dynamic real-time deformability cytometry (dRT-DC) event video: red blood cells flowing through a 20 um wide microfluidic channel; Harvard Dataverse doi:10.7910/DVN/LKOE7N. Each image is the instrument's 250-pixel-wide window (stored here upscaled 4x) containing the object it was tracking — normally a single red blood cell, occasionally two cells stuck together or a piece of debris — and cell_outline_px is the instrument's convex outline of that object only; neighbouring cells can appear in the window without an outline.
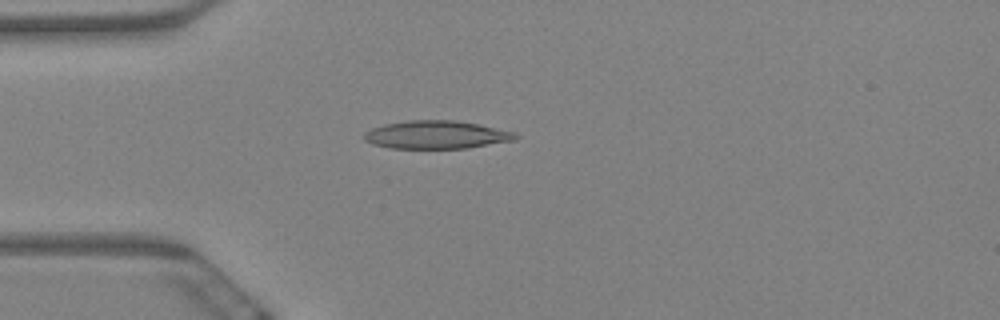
{"species": "Egyptian fruit bat (a non-hibernating species)", "species_latin": "Rousettus aegyptiacus", "temperature_condition": "warm", "stored_images_in_passage": 8, "camera_frame_rate_fps": 3000, "um_per_image_px": 0.085, "animal": {"sex": "female"}, "frame": {"image": 1, "passage_image": 5, "time_ms": 1.333, "image_size_px": [1000, 320], "cell_outline_px": [[520, 136], [516, 140], [468, 148], [388, 148], [372, 144], [364, 140], [364, 132], [372, 128], [384, 124], [412, 120], [452, 120], [476, 124], [516, 132]], "centroid_in_image_um": [37.1, 11.46], "position_along_channel_um": 47.9, "area_um2": 24.74}}
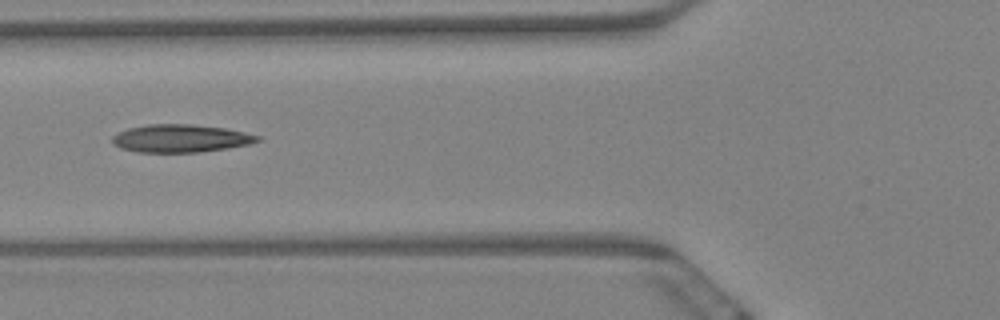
{"frame": {"image": 2, "passage_image": 7, "time_ms": 2.0, "image_size_px": [1000, 320], "cell_outline_px": [[260, 140], [248, 144], [228, 148], [200, 152], [140, 152], [120, 148], [112, 144], [112, 136], [128, 128], [148, 124], [192, 124], [224, 128], [244, 132], [260, 136]], "centroid_in_image_um": [15.33, 11.76], "position_along_channel_um": 110.5, "area_um2": 23.47}}
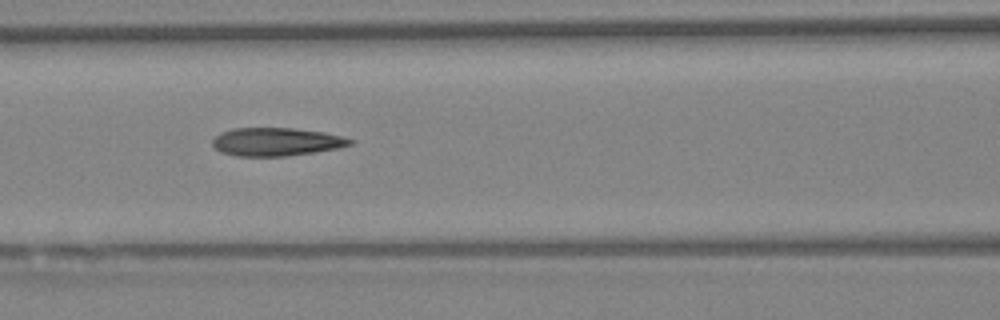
{"frame": {"image": 3, "passage_image": 8, "time_ms": 2.333, "image_size_px": [1000, 320], "cell_outline_px": [[356, 140], [352, 144], [336, 148], [288, 156], [236, 156], [220, 152], [212, 144], [212, 140], [220, 132], [232, 128], [292, 128], [324, 132]], "centroid_in_image_um": [23.45, 12.05], "position_along_channel_um": 143.1, "area_um2": 22.54}}